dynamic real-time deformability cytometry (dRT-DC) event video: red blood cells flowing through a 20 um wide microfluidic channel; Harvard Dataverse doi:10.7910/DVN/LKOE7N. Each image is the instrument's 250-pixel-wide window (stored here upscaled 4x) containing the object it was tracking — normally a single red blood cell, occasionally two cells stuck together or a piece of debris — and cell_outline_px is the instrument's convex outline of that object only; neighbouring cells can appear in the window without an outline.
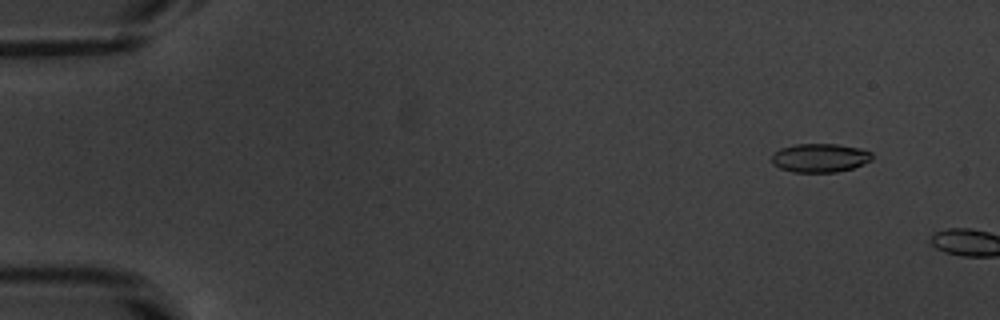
{"species": "common noctule bat (a hibernating species)", "species_latin": "Nyctalus noctula", "temperature_condition": "warm", "stored_images_in_passage": 7, "camera_frame_rate_fps": 3000, "um_per_image_px": 0.085, "animal": {"sex": "male", "body_mass_g": 20.1, "forearm_length_mm": 53.5}, "frame": {"image": 1, "passage_image": 5, "time_ms": 1.333, "image_size_px": [1000, 320], "cell_outline_px": [[872, 160], [864, 164], [852, 168], [836, 172], [792, 172], [780, 168], [772, 164], [772, 156], [780, 148], [796, 144], [836, 144], [860, 148], [872, 152]], "centroid_in_image_um": [69.71, 13.42], "position_along_channel_um": 15.3, "area_um2": 16.82}}